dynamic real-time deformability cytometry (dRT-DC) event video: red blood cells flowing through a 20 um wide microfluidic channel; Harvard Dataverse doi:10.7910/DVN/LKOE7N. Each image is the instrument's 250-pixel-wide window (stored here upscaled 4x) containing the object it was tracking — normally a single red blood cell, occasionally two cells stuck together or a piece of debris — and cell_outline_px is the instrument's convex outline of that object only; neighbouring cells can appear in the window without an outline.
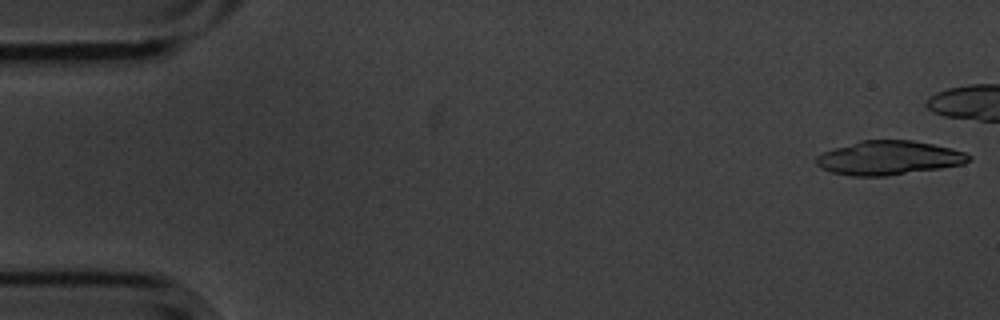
{"species": "common noctule bat (a hibernating species)", "species_latin": "Nyctalus noctula", "temperature_condition": "cold", "stored_images_in_passage": 41, "camera_frame_rate_fps": 3000, "um_per_image_px": 0.085, "animal": {"sex": "male", "body_mass_g": 20.1, "forearm_length_mm": 53.5}, "frame": {"image": 1, "passage_image": 1, "time_ms": 0.0, "image_size_px": [1000, 320], "cell_outline_px": [[972, 160], [964, 164], [940, 168], [884, 176], [852, 176], [832, 172], [820, 168], [816, 164], [816, 156], [824, 152], [860, 140], [912, 140], [952, 148], [964, 152], [972, 156]], "centroid_in_image_um": [75.57, 13.42], "position_along_channel_um": 9.4, "area_um2": 30.11}}